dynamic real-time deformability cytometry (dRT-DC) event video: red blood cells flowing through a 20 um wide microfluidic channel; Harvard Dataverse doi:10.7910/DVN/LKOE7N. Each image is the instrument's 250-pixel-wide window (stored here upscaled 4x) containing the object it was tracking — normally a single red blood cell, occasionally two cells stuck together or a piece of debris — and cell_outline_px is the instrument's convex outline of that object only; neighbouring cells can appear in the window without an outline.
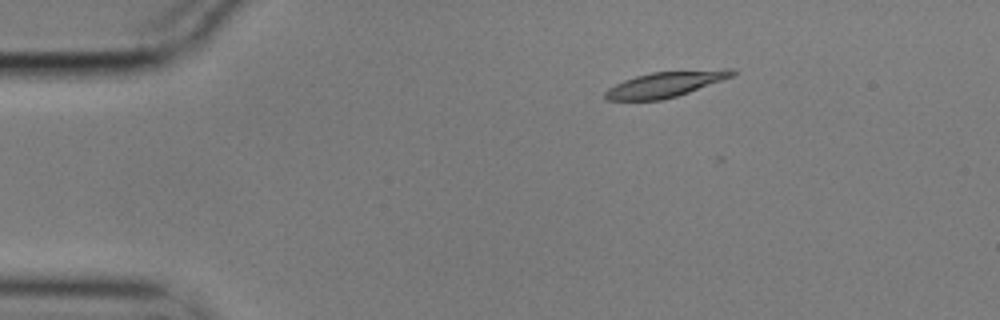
{"species": "common noctule bat (a hibernating species)", "species_latin": "Nyctalus noctula", "temperature_condition": "cold", "stored_images_in_passage": 2, "camera_frame_rate_fps": 3000, "um_per_image_px": 0.085, "animal": {"sex": "male", "body_mass_g": 17.9}, "frame": {"image": 1, "passage_image": 1, "time_ms": 0.0, "image_size_px": [1000, 320], "cell_outline_px": [[736, 72], [732, 76], [688, 92], [676, 96], [660, 100], [604, 100], [604, 92], [608, 88], [624, 80], [636, 76], [652, 72], [724, 68], [732, 68]], "centroid_in_image_um": [56.54, 7.15], "position_along_channel_um": 28.5, "area_um2": 18.79}}